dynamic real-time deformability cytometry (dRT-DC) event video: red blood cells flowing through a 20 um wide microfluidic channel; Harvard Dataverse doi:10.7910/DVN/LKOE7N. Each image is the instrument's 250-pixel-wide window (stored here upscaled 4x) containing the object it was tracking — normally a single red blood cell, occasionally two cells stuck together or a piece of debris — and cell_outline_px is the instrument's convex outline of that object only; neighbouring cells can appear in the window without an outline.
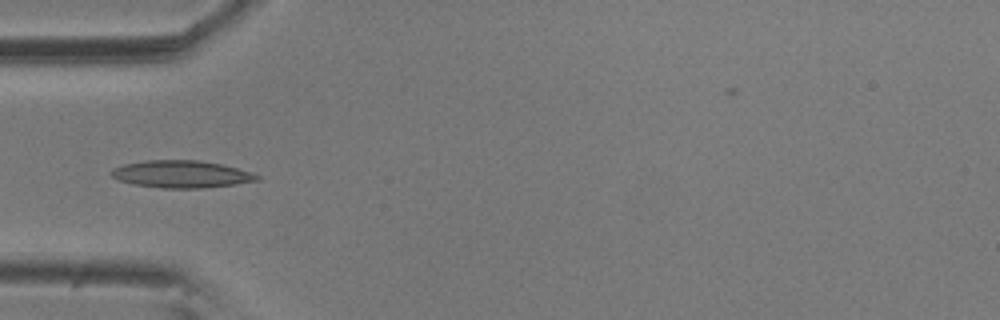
{"species": "common noctule bat (a hibernating species)", "species_latin": "Nyctalus noctula", "temperature_condition": "room temperature", "stored_images_in_passage": 6, "camera_frame_rate_fps": 3000, "um_per_image_px": 0.085, "animal": {"sex": "male", "body_mass_g": 20.5, "forearm_length_mm": 52.5}, "frame": {"image": 1, "passage_image": 5, "time_ms": 1.333, "image_size_px": [1000, 320], "cell_outline_px": [[260, 180], [236, 184], [204, 188], [160, 188], [132, 184], [120, 180], [112, 176], [112, 168], [124, 164], [144, 160], [200, 160], [220, 164], [236, 168], [260, 176]], "centroid_in_image_um": [15.4, 14.8], "position_along_channel_um": 69.6, "area_um2": 23.06}}
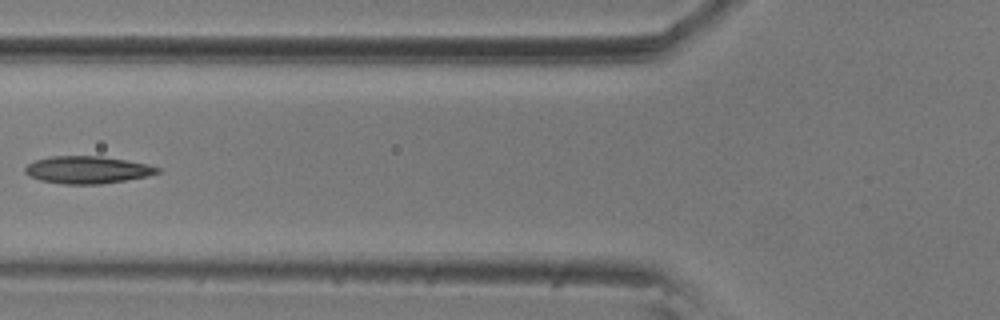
{"frame": {"image": 2, "passage_image": 6, "time_ms": 1.667, "image_size_px": [1000, 320], "cell_outline_px": [[160, 172], [148, 176], [100, 184], [64, 184], [40, 180], [28, 176], [24, 172], [24, 168], [28, 164], [36, 160], [52, 156], [100, 156], [128, 160], [148, 164], [160, 168]], "centroid_in_image_um": [7.42, 14.43], "position_along_channel_um": 118.4, "area_um2": 21.1}}